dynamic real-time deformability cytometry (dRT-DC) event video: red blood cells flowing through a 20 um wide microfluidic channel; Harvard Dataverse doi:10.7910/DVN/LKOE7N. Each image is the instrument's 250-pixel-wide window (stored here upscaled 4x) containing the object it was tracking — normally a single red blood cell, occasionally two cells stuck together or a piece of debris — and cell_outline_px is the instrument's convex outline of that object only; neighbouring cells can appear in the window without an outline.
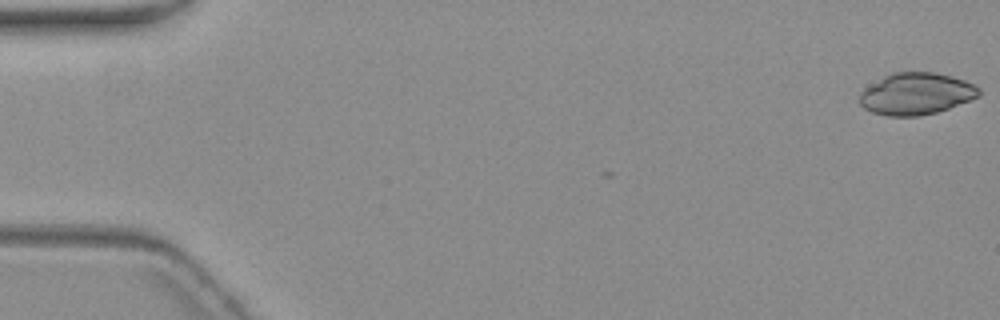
{"species": "common noctule bat (a hibernating species)", "species_latin": "Nyctalus noctula", "temperature_condition": "warm", "stored_images_in_passage": 6, "camera_frame_rate_fps": 3000, "um_per_image_px": 0.085, "animal": {"sex": "female", "body_mass_g": 19.3, "forearm_length_mm": 54.1}, "frame": {"image": 1, "passage_image": 1, "time_ms": 0.0, "image_size_px": [1000, 320], "cell_outline_px": [[980, 96], [948, 108], [936, 112], [920, 116], [888, 116], [872, 112], [864, 108], [860, 104], [860, 92], [864, 88], [884, 76], [892, 72], [936, 72], [964, 80], [980, 88]], "centroid_in_image_um": [77.86, 7.97], "position_along_channel_um": 7.1, "area_um2": 29.02}}